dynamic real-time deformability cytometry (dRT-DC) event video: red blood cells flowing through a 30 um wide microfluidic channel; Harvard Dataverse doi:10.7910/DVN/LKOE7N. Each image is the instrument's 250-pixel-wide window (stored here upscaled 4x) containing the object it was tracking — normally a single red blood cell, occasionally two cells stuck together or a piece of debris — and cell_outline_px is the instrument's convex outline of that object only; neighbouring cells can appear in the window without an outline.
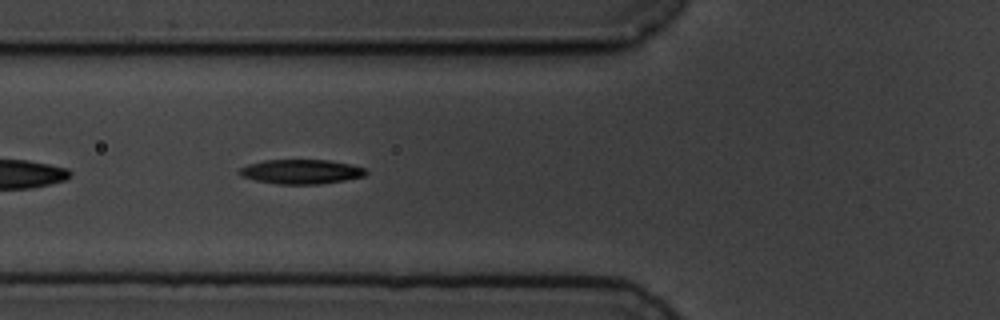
{"species": "common noctule bat (a hibernating species)", "species_latin": "Nyctalus noctula", "temperature_condition": "cold", "stored_images_in_passage": 5, "camera_frame_rate_fps": 3000, "um_per_image_px": 0.085, "animal": {"sex": "male", "body_mass_g": 19.5, "forearm_length_mm": 54.6}, "frame": {"image": 1, "passage_image": 5, "time_ms": 4.667, "image_size_px": [1000, 320], "cell_outline_px": [[368, 172], [364, 176], [344, 180], [320, 184], [276, 184], [256, 180], [240, 176], [236, 172], [240, 168], [248, 164], [264, 160], [328, 160], [352, 164], [364, 168]], "centroid_in_image_um": [25.57, 14.59], "position_along_channel_um": 100.2, "area_um2": 18.09}}